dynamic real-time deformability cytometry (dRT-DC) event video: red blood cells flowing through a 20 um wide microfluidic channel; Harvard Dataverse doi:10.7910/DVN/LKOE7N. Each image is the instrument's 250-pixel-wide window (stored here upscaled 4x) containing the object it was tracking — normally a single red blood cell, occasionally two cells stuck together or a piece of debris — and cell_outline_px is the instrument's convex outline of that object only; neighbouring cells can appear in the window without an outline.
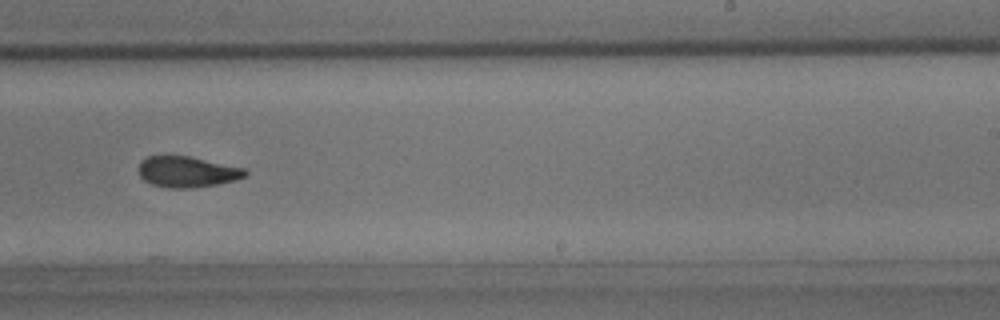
{"species": "common noctule bat (a hibernating species)", "species_latin": "Nyctalus noctula", "temperature_condition": "room temperature", "stored_images_in_passage": 31, "camera_frame_rate_fps": 3000, "um_per_image_px": 0.085, "animal": {"sex": "male", "body_mass_g": 15.6}, "frame": {"image": 1, "passage_image": 26, "time_ms": 8.333, "image_size_px": [1000, 320], "cell_outline_px": [[248, 172], [244, 176], [236, 180], [216, 184], [188, 188], [168, 188], [152, 184], [144, 180], [140, 176], [140, 164], [148, 156], [188, 156], [244, 168]], "centroid_in_image_um": [15.91, 14.61], "position_along_channel_um": 273.1, "area_um2": 18.79}}